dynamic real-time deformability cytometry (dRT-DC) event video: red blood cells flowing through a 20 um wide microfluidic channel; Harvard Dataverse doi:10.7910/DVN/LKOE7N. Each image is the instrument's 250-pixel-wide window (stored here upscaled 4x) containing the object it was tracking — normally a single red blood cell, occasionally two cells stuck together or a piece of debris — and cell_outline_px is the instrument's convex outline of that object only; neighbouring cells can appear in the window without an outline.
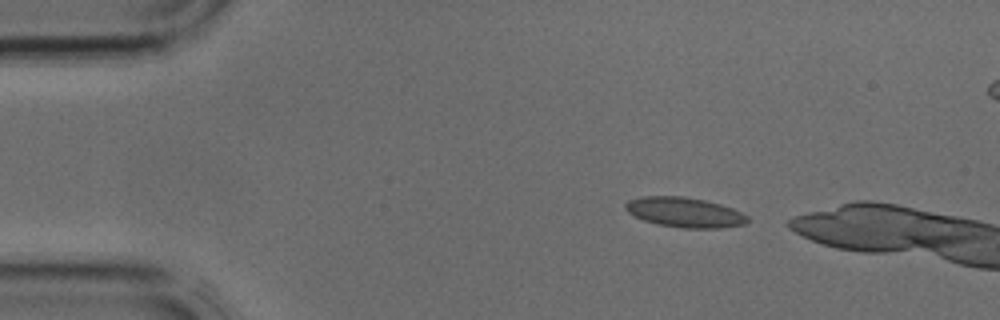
{"species": "common noctule bat (a hibernating species)", "species_latin": "Nyctalus noctula", "temperature_condition": "cold", "stored_images_in_passage": 3, "camera_frame_rate_fps": 3000, "um_per_image_px": 0.085, "animal": {"sex": "male", "body_mass_g": 17.9, "forearm_length_mm": 54.2}, "frame": {"image": 1, "passage_image": 1, "time_ms": 0.0, "image_size_px": [1000, 320], "cell_outline_px": [[752, 220], [744, 224], [720, 228], [684, 228], [660, 224], [644, 220], [628, 212], [624, 208], [624, 204], [628, 200], [644, 196], [684, 196], [704, 200], [720, 204], [732, 208], [748, 216]], "centroid_in_image_um": [58.22, 18.04], "position_along_channel_um": 26.8, "area_um2": 21.21}}